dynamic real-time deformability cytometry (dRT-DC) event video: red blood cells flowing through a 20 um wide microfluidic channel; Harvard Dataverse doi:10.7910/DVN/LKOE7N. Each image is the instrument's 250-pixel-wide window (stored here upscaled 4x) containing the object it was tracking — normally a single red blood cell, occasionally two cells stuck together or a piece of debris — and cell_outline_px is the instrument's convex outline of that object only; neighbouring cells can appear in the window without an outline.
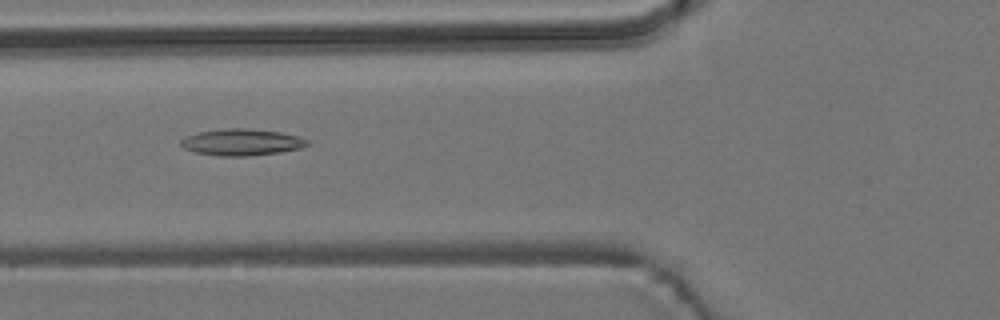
{"species": "common noctule bat (a hibernating species)", "species_latin": "Nyctalus noctula", "temperature_condition": "room temperature", "stored_images_in_passage": 8, "camera_frame_rate_fps": 3000, "um_per_image_px": 0.085, "animal": {"sex": "male", "body_mass_g": 19.2, "forearm_length_mm": 51.8}, "frame": {"image": 1, "passage_image": 4, "time_ms": 1.0, "image_size_px": [1000, 320], "cell_outline_px": [[312, 144], [300, 148], [280, 152], [248, 156], [220, 156], [192, 152], [184, 148], [180, 144], [180, 140], [188, 136], [200, 132], [228, 128], [248, 128], [280, 132], [296, 136], [308, 140]], "centroid_in_image_um": [20.55, 12.09], "position_along_channel_um": 105.2, "area_um2": 19.54}}
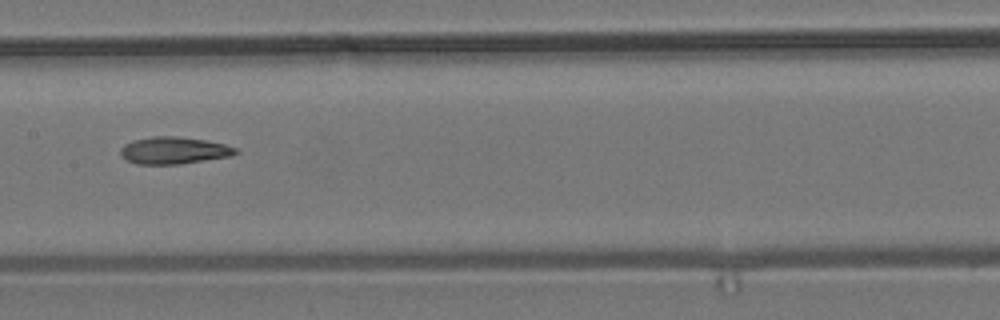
{"frame": {"image": 2, "passage_image": 6, "time_ms": 1.667, "image_size_px": [1000, 320], "cell_outline_px": [[240, 152], [232, 156], [180, 164], [136, 164], [124, 160], [120, 156], [120, 148], [124, 144], [132, 140], [152, 136], [176, 136], [204, 140], [224, 144], [236, 148]], "centroid_in_image_um": [14.74, 12.79], "position_along_channel_um": 192.7, "area_um2": 18.38}}
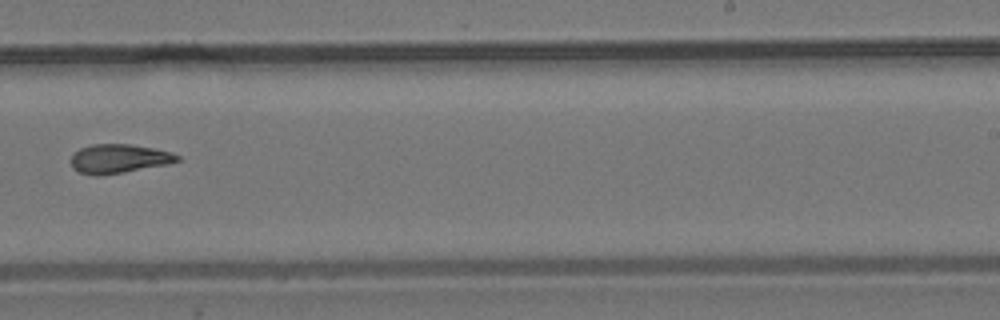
{"frame": {"image": 3, "passage_image": 8, "time_ms": 2.333, "image_size_px": [1000, 320], "cell_outline_px": [[180, 160], [168, 164], [124, 172], [96, 176], [92, 176], [80, 172], [72, 168], [68, 160], [80, 148], [92, 144], [128, 144], [152, 148], [172, 152], [180, 156]], "centroid_in_image_um": [10.07, 13.49], "position_along_channel_um": 278.9, "area_um2": 18.03}}